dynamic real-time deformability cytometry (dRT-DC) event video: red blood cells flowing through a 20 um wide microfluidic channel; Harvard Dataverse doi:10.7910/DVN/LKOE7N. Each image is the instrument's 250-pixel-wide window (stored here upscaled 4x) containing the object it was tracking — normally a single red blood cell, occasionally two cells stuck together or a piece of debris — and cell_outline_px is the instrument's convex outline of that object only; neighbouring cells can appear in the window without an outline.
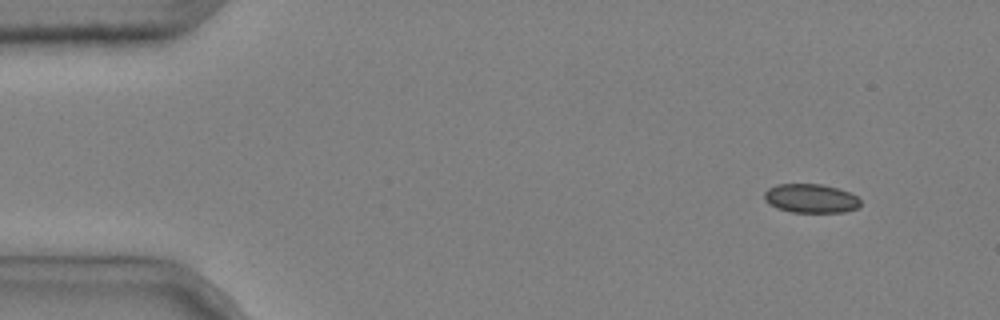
{"species": "common noctule bat (a hibernating species)", "species_latin": "Nyctalus noctula", "temperature_condition": "cold", "stored_images_in_passage": 4, "camera_frame_rate_fps": 3000, "um_per_image_px": 0.085, "animal": {"sex": "male", "body_mass_g": 20.4}, "frame": {"image": 1, "passage_image": 1, "time_ms": 0.0, "image_size_px": [1000, 320], "cell_outline_px": [[860, 204], [856, 208], [844, 212], [792, 212], [776, 208], [768, 204], [764, 200], [764, 192], [768, 188], [776, 184], [820, 184], [836, 188], [848, 192], [856, 196], [860, 200]], "centroid_in_image_um": [68.86, 16.86], "position_along_channel_um": 16.1, "area_um2": 16.18}}
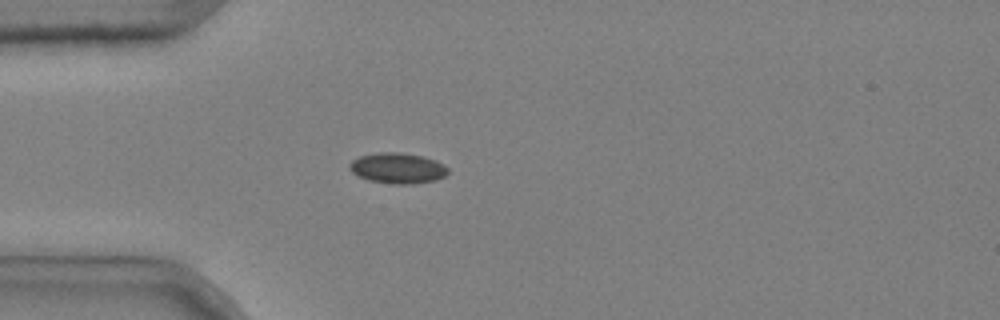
{"frame": {"image": 2, "passage_image": 4, "time_ms": 1.0, "image_size_px": [1000, 320], "cell_outline_px": [[448, 172], [444, 176], [436, 180], [408, 184], [396, 184], [368, 180], [352, 172], [348, 168], [348, 164], [352, 160], [360, 156], [380, 152], [400, 152], [420, 156], [432, 160], [448, 168]], "centroid_in_image_um": [33.75, 14.29], "position_along_channel_um": 51.3, "area_um2": 17.22}}